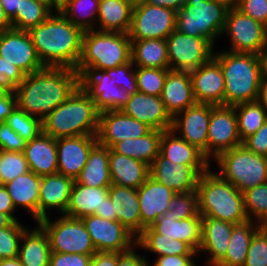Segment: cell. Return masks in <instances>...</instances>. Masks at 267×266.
Listing matches in <instances>:
<instances>
[{"label": "cell", "instance_id": "4316f807", "mask_svg": "<svg viewBox=\"0 0 267 266\" xmlns=\"http://www.w3.org/2000/svg\"><path fill=\"white\" fill-rule=\"evenodd\" d=\"M150 228L168 238L186 242L196 252L201 245L202 216H193L186 219L175 220L171 210H167Z\"/></svg>", "mask_w": 267, "mask_h": 266}, {"label": "cell", "instance_id": "6da1fadb", "mask_svg": "<svg viewBox=\"0 0 267 266\" xmlns=\"http://www.w3.org/2000/svg\"><path fill=\"white\" fill-rule=\"evenodd\" d=\"M78 87L77 70L68 67H44L25 75L14 92L20 109L43 120Z\"/></svg>", "mask_w": 267, "mask_h": 266}, {"label": "cell", "instance_id": "44dd1931", "mask_svg": "<svg viewBox=\"0 0 267 266\" xmlns=\"http://www.w3.org/2000/svg\"><path fill=\"white\" fill-rule=\"evenodd\" d=\"M189 73L196 103L224 106L225 80L221 65L214 57Z\"/></svg>", "mask_w": 267, "mask_h": 266}, {"label": "cell", "instance_id": "11e5206c", "mask_svg": "<svg viewBox=\"0 0 267 266\" xmlns=\"http://www.w3.org/2000/svg\"><path fill=\"white\" fill-rule=\"evenodd\" d=\"M216 2L222 3L229 8L236 7L239 0H214Z\"/></svg>", "mask_w": 267, "mask_h": 266}, {"label": "cell", "instance_id": "ac0fdd59", "mask_svg": "<svg viewBox=\"0 0 267 266\" xmlns=\"http://www.w3.org/2000/svg\"><path fill=\"white\" fill-rule=\"evenodd\" d=\"M0 56L26 75L44 68L27 31L12 28L0 32Z\"/></svg>", "mask_w": 267, "mask_h": 266}, {"label": "cell", "instance_id": "f5cc1de1", "mask_svg": "<svg viewBox=\"0 0 267 266\" xmlns=\"http://www.w3.org/2000/svg\"><path fill=\"white\" fill-rule=\"evenodd\" d=\"M25 73L16 65L0 56V89H15L25 78Z\"/></svg>", "mask_w": 267, "mask_h": 266}, {"label": "cell", "instance_id": "603a6c76", "mask_svg": "<svg viewBox=\"0 0 267 266\" xmlns=\"http://www.w3.org/2000/svg\"><path fill=\"white\" fill-rule=\"evenodd\" d=\"M141 216V233L150 227L167 210L175 193L150 175L137 189Z\"/></svg>", "mask_w": 267, "mask_h": 266}, {"label": "cell", "instance_id": "52a82bcc", "mask_svg": "<svg viewBox=\"0 0 267 266\" xmlns=\"http://www.w3.org/2000/svg\"><path fill=\"white\" fill-rule=\"evenodd\" d=\"M229 7L214 0H186L176 12L175 30L208 39L213 45L222 36Z\"/></svg>", "mask_w": 267, "mask_h": 266}, {"label": "cell", "instance_id": "e7e4bbea", "mask_svg": "<svg viewBox=\"0 0 267 266\" xmlns=\"http://www.w3.org/2000/svg\"><path fill=\"white\" fill-rule=\"evenodd\" d=\"M95 215L111 221H117V216L114 214L113 202L108 196L101 205L100 210H96Z\"/></svg>", "mask_w": 267, "mask_h": 266}, {"label": "cell", "instance_id": "5b68a950", "mask_svg": "<svg viewBox=\"0 0 267 266\" xmlns=\"http://www.w3.org/2000/svg\"><path fill=\"white\" fill-rule=\"evenodd\" d=\"M210 169L201 174L196 188L199 214L233 224L249 220L243 193Z\"/></svg>", "mask_w": 267, "mask_h": 266}, {"label": "cell", "instance_id": "d4e9b609", "mask_svg": "<svg viewBox=\"0 0 267 266\" xmlns=\"http://www.w3.org/2000/svg\"><path fill=\"white\" fill-rule=\"evenodd\" d=\"M234 225L227 221L202 217L201 245L198 252L210 254L206 262L208 266H216L225 257Z\"/></svg>", "mask_w": 267, "mask_h": 266}, {"label": "cell", "instance_id": "9a60e30c", "mask_svg": "<svg viewBox=\"0 0 267 266\" xmlns=\"http://www.w3.org/2000/svg\"><path fill=\"white\" fill-rule=\"evenodd\" d=\"M97 252L123 253L136 245V237L118 221L97 215L82 218Z\"/></svg>", "mask_w": 267, "mask_h": 266}, {"label": "cell", "instance_id": "b9f144b4", "mask_svg": "<svg viewBox=\"0 0 267 266\" xmlns=\"http://www.w3.org/2000/svg\"><path fill=\"white\" fill-rule=\"evenodd\" d=\"M234 108L241 141L256 133L267 120V112L258 100L243 102L234 105Z\"/></svg>", "mask_w": 267, "mask_h": 266}, {"label": "cell", "instance_id": "484cf974", "mask_svg": "<svg viewBox=\"0 0 267 266\" xmlns=\"http://www.w3.org/2000/svg\"><path fill=\"white\" fill-rule=\"evenodd\" d=\"M160 97L172 118L194 105L196 101L189 71L169 70Z\"/></svg>", "mask_w": 267, "mask_h": 266}, {"label": "cell", "instance_id": "cb8c5ba5", "mask_svg": "<svg viewBox=\"0 0 267 266\" xmlns=\"http://www.w3.org/2000/svg\"><path fill=\"white\" fill-rule=\"evenodd\" d=\"M74 180L60 173L41 177L38 201V222L46 217V211L56 209L64 215Z\"/></svg>", "mask_w": 267, "mask_h": 266}, {"label": "cell", "instance_id": "83f0119b", "mask_svg": "<svg viewBox=\"0 0 267 266\" xmlns=\"http://www.w3.org/2000/svg\"><path fill=\"white\" fill-rule=\"evenodd\" d=\"M23 153L30 171L37 176L58 173L56 139L43 131L26 143Z\"/></svg>", "mask_w": 267, "mask_h": 266}, {"label": "cell", "instance_id": "3957f363", "mask_svg": "<svg viewBox=\"0 0 267 266\" xmlns=\"http://www.w3.org/2000/svg\"><path fill=\"white\" fill-rule=\"evenodd\" d=\"M225 80L224 106L258 100L262 82L259 55L231 51L214 52Z\"/></svg>", "mask_w": 267, "mask_h": 266}, {"label": "cell", "instance_id": "7bdbcfd3", "mask_svg": "<svg viewBox=\"0 0 267 266\" xmlns=\"http://www.w3.org/2000/svg\"><path fill=\"white\" fill-rule=\"evenodd\" d=\"M52 13L47 6L34 0H21L20 10L11 19L12 28L28 31L43 23Z\"/></svg>", "mask_w": 267, "mask_h": 266}, {"label": "cell", "instance_id": "b9fcfbb0", "mask_svg": "<svg viewBox=\"0 0 267 266\" xmlns=\"http://www.w3.org/2000/svg\"><path fill=\"white\" fill-rule=\"evenodd\" d=\"M133 4L135 3H138V2H142V1H145V0H130Z\"/></svg>", "mask_w": 267, "mask_h": 266}, {"label": "cell", "instance_id": "db71d44e", "mask_svg": "<svg viewBox=\"0 0 267 266\" xmlns=\"http://www.w3.org/2000/svg\"><path fill=\"white\" fill-rule=\"evenodd\" d=\"M26 143L6 122H0V150L23 152Z\"/></svg>", "mask_w": 267, "mask_h": 266}, {"label": "cell", "instance_id": "f1b7e54d", "mask_svg": "<svg viewBox=\"0 0 267 266\" xmlns=\"http://www.w3.org/2000/svg\"><path fill=\"white\" fill-rule=\"evenodd\" d=\"M109 197L113 202L117 221L137 238L141 234V216L137 189L112 184L109 187Z\"/></svg>", "mask_w": 267, "mask_h": 266}, {"label": "cell", "instance_id": "836d02e7", "mask_svg": "<svg viewBox=\"0 0 267 266\" xmlns=\"http://www.w3.org/2000/svg\"><path fill=\"white\" fill-rule=\"evenodd\" d=\"M174 131H163L159 153L166 159L182 165H211L204 154L195 146L183 140Z\"/></svg>", "mask_w": 267, "mask_h": 266}, {"label": "cell", "instance_id": "4fadbf2b", "mask_svg": "<svg viewBox=\"0 0 267 266\" xmlns=\"http://www.w3.org/2000/svg\"><path fill=\"white\" fill-rule=\"evenodd\" d=\"M242 145L234 106L210 104L207 159H215L224 151Z\"/></svg>", "mask_w": 267, "mask_h": 266}, {"label": "cell", "instance_id": "c3c4849f", "mask_svg": "<svg viewBox=\"0 0 267 266\" xmlns=\"http://www.w3.org/2000/svg\"><path fill=\"white\" fill-rule=\"evenodd\" d=\"M28 227L15 220L10 226L0 229V255L3 259H14L19 255L21 237Z\"/></svg>", "mask_w": 267, "mask_h": 266}, {"label": "cell", "instance_id": "753ad0ef", "mask_svg": "<svg viewBox=\"0 0 267 266\" xmlns=\"http://www.w3.org/2000/svg\"><path fill=\"white\" fill-rule=\"evenodd\" d=\"M14 220L7 214L0 212V229L10 226Z\"/></svg>", "mask_w": 267, "mask_h": 266}, {"label": "cell", "instance_id": "d6a6232c", "mask_svg": "<svg viewBox=\"0 0 267 266\" xmlns=\"http://www.w3.org/2000/svg\"><path fill=\"white\" fill-rule=\"evenodd\" d=\"M133 6L134 4L130 0H100L96 29L128 34Z\"/></svg>", "mask_w": 267, "mask_h": 266}, {"label": "cell", "instance_id": "7c38bea8", "mask_svg": "<svg viewBox=\"0 0 267 266\" xmlns=\"http://www.w3.org/2000/svg\"><path fill=\"white\" fill-rule=\"evenodd\" d=\"M170 70L191 71L208 62L214 46L208 39L174 30L166 39Z\"/></svg>", "mask_w": 267, "mask_h": 266}, {"label": "cell", "instance_id": "d590c367", "mask_svg": "<svg viewBox=\"0 0 267 266\" xmlns=\"http://www.w3.org/2000/svg\"><path fill=\"white\" fill-rule=\"evenodd\" d=\"M90 187H110L112 185L109 169V148L96 143L89 152L87 163L75 180Z\"/></svg>", "mask_w": 267, "mask_h": 266}, {"label": "cell", "instance_id": "ab89813d", "mask_svg": "<svg viewBox=\"0 0 267 266\" xmlns=\"http://www.w3.org/2000/svg\"><path fill=\"white\" fill-rule=\"evenodd\" d=\"M136 247L149 250L152 254H157V257L168 255H198V252L186 242L155 233L150 227H146L136 238Z\"/></svg>", "mask_w": 267, "mask_h": 266}, {"label": "cell", "instance_id": "8d00e7d4", "mask_svg": "<svg viewBox=\"0 0 267 266\" xmlns=\"http://www.w3.org/2000/svg\"><path fill=\"white\" fill-rule=\"evenodd\" d=\"M162 133L163 131L152 129L142 137L119 141L110 149L113 152L142 161L150 167L159 154Z\"/></svg>", "mask_w": 267, "mask_h": 266}, {"label": "cell", "instance_id": "03108f58", "mask_svg": "<svg viewBox=\"0 0 267 266\" xmlns=\"http://www.w3.org/2000/svg\"><path fill=\"white\" fill-rule=\"evenodd\" d=\"M144 2L153 6L170 8L177 12L186 0H145Z\"/></svg>", "mask_w": 267, "mask_h": 266}, {"label": "cell", "instance_id": "ffe728a7", "mask_svg": "<svg viewBox=\"0 0 267 266\" xmlns=\"http://www.w3.org/2000/svg\"><path fill=\"white\" fill-rule=\"evenodd\" d=\"M96 143V135L56 139L58 173L75 181L86 165L89 152Z\"/></svg>", "mask_w": 267, "mask_h": 266}, {"label": "cell", "instance_id": "9c48e42d", "mask_svg": "<svg viewBox=\"0 0 267 266\" xmlns=\"http://www.w3.org/2000/svg\"><path fill=\"white\" fill-rule=\"evenodd\" d=\"M37 224L47 233L52 252L85 255L97 252L82 219L62 215L52 221L48 216Z\"/></svg>", "mask_w": 267, "mask_h": 266}, {"label": "cell", "instance_id": "2644e50d", "mask_svg": "<svg viewBox=\"0 0 267 266\" xmlns=\"http://www.w3.org/2000/svg\"><path fill=\"white\" fill-rule=\"evenodd\" d=\"M261 62L262 80H267V47L259 54Z\"/></svg>", "mask_w": 267, "mask_h": 266}, {"label": "cell", "instance_id": "91938a15", "mask_svg": "<svg viewBox=\"0 0 267 266\" xmlns=\"http://www.w3.org/2000/svg\"><path fill=\"white\" fill-rule=\"evenodd\" d=\"M197 255H168L157 257L153 266H196V261L194 258ZM148 266L149 262H148Z\"/></svg>", "mask_w": 267, "mask_h": 266}, {"label": "cell", "instance_id": "a7ac6f4b", "mask_svg": "<svg viewBox=\"0 0 267 266\" xmlns=\"http://www.w3.org/2000/svg\"><path fill=\"white\" fill-rule=\"evenodd\" d=\"M12 29V22L0 5V32Z\"/></svg>", "mask_w": 267, "mask_h": 266}, {"label": "cell", "instance_id": "34e18365", "mask_svg": "<svg viewBox=\"0 0 267 266\" xmlns=\"http://www.w3.org/2000/svg\"><path fill=\"white\" fill-rule=\"evenodd\" d=\"M0 266H23V265L21 264L20 259L17 257L14 259H3L0 262Z\"/></svg>", "mask_w": 267, "mask_h": 266}, {"label": "cell", "instance_id": "30bf717a", "mask_svg": "<svg viewBox=\"0 0 267 266\" xmlns=\"http://www.w3.org/2000/svg\"><path fill=\"white\" fill-rule=\"evenodd\" d=\"M222 34L230 38L227 51L259 55L267 47V26L236 7L229 8Z\"/></svg>", "mask_w": 267, "mask_h": 266}, {"label": "cell", "instance_id": "f6af8a7d", "mask_svg": "<svg viewBox=\"0 0 267 266\" xmlns=\"http://www.w3.org/2000/svg\"><path fill=\"white\" fill-rule=\"evenodd\" d=\"M26 142L37 137L42 131V120L27 114L18 106L8 115L5 121Z\"/></svg>", "mask_w": 267, "mask_h": 266}, {"label": "cell", "instance_id": "d6986e66", "mask_svg": "<svg viewBox=\"0 0 267 266\" xmlns=\"http://www.w3.org/2000/svg\"><path fill=\"white\" fill-rule=\"evenodd\" d=\"M210 104L195 103L172 118L171 130L189 144L195 146L207 158Z\"/></svg>", "mask_w": 267, "mask_h": 266}, {"label": "cell", "instance_id": "8fae6325", "mask_svg": "<svg viewBox=\"0 0 267 266\" xmlns=\"http://www.w3.org/2000/svg\"><path fill=\"white\" fill-rule=\"evenodd\" d=\"M175 24L176 11L142 1L133 6L128 35L131 41L166 39L175 30Z\"/></svg>", "mask_w": 267, "mask_h": 266}, {"label": "cell", "instance_id": "f35d334b", "mask_svg": "<svg viewBox=\"0 0 267 266\" xmlns=\"http://www.w3.org/2000/svg\"><path fill=\"white\" fill-rule=\"evenodd\" d=\"M131 60L135 67L169 68L165 39L131 41Z\"/></svg>", "mask_w": 267, "mask_h": 266}, {"label": "cell", "instance_id": "ee69618b", "mask_svg": "<svg viewBox=\"0 0 267 266\" xmlns=\"http://www.w3.org/2000/svg\"><path fill=\"white\" fill-rule=\"evenodd\" d=\"M242 193L248 219L267 226V182Z\"/></svg>", "mask_w": 267, "mask_h": 266}, {"label": "cell", "instance_id": "ba28073f", "mask_svg": "<svg viewBox=\"0 0 267 266\" xmlns=\"http://www.w3.org/2000/svg\"><path fill=\"white\" fill-rule=\"evenodd\" d=\"M215 161L220 169L218 175L240 192L267 182V157L257 155L243 145L222 152Z\"/></svg>", "mask_w": 267, "mask_h": 266}, {"label": "cell", "instance_id": "9f6ffc18", "mask_svg": "<svg viewBox=\"0 0 267 266\" xmlns=\"http://www.w3.org/2000/svg\"><path fill=\"white\" fill-rule=\"evenodd\" d=\"M93 255L52 252L49 266H90Z\"/></svg>", "mask_w": 267, "mask_h": 266}, {"label": "cell", "instance_id": "11a10c76", "mask_svg": "<svg viewBox=\"0 0 267 266\" xmlns=\"http://www.w3.org/2000/svg\"><path fill=\"white\" fill-rule=\"evenodd\" d=\"M236 8L267 26V0H239Z\"/></svg>", "mask_w": 267, "mask_h": 266}, {"label": "cell", "instance_id": "f546056e", "mask_svg": "<svg viewBox=\"0 0 267 266\" xmlns=\"http://www.w3.org/2000/svg\"><path fill=\"white\" fill-rule=\"evenodd\" d=\"M109 169L112 184L128 188L138 189L150 175L147 164L113 152L110 148Z\"/></svg>", "mask_w": 267, "mask_h": 266}, {"label": "cell", "instance_id": "680465c9", "mask_svg": "<svg viewBox=\"0 0 267 266\" xmlns=\"http://www.w3.org/2000/svg\"><path fill=\"white\" fill-rule=\"evenodd\" d=\"M16 106L17 98L14 90L0 89V122H5Z\"/></svg>", "mask_w": 267, "mask_h": 266}, {"label": "cell", "instance_id": "6125c7cd", "mask_svg": "<svg viewBox=\"0 0 267 266\" xmlns=\"http://www.w3.org/2000/svg\"><path fill=\"white\" fill-rule=\"evenodd\" d=\"M118 252H96L90 266H117Z\"/></svg>", "mask_w": 267, "mask_h": 266}, {"label": "cell", "instance_id": "be15d7a7", "mask_svg": "<svg viewBox=\"0 0 267 266\" xmlns=\"http://www.w3.org/2000/svg\"><path fill=\"white\" fill-rule=\"evenodd\" d=\"M15 207L12 203L11 197L3 184L0 185V212L9 215L14 221L18 220L14 216Z\"/></svg>", "mask_w": 267, "mask_h": 266}, {"label": "cell", "instance_id": "7dc6e473", "mask_svg": "<svg viewBox=\"0 0 267 266\" xmlns=\"http://www.w3.org/2000/svg\"><path fill=\"white\" fill-rule=\"evenodd\" d=\"M30 171L23 152L0 150V182L6 184Z\"/></svg>", "mask_w": 267, "mask_h": 266}, {"label": "cell", "instance_id": "277c9868", "mask_svg": "<svg viewBox=\"0 0 267 266\" xmlns=\"http://www.w3.org/2000/svg\"><path fill=\"white\" fill-rule=\"evenodd\" d=\"M99 111L79 86L63 103L42 120L43 132L52 138L97 135Z\"/></svg>", "mask_w": 267, "mask_h": 266}, {"label": "cell", "instance_id": "60d3db41", "mask_svg": "<svg viewBox=\"0 0 267 266\" xmlns=\"http://www.w3.org/2000/svg\"><path fill=\"white\" fill-rule=\"evenodd\" d=\"M100 0H68L60 7V13L83 32L96 30Z\"/></svg>", "mask_w": 267, "mask_h": 266}, {"label": "cell", "instance_id": "74e56055", "mask_svg": "<svg viewBox=\"0 0 267 266\" xmlns=\"http://www.w3.org/2000/svg\"><path fill=\"white\" fill-rule=\"evenodd\" d=\"M261 226L252 220L235 224L225 257L216 266H244L251 241Z\"/></svg>", "mask_w": 267, "mask_h": 266}, {"label": "cell", "instance_id": "7402d4cb", "mask_svg": "<svg viewBox=\"0 0 267 266\" xmlns=\"http://www.w3.org/2000/svg\"><path fill=\"white\" fill-rule=\"evenodd\" d=\"M121 110L152 129L166 131L172 128V117L166 111L160 96L134 93Z\"/></svg>", "mask_w": 267, "mask_h": 266}, {"label": "cell", "instance_id": "6f0895ef", "mask_svg": "<svg viewBox=\"0 0 267 266\" xmlns=\"http://www.w3.org/2000/svg\"><path fill=\"white\" fill-rule=\"evenodd\" d=\"M242 145L257 155L267 157V120L256 133L245 138Z\"/></svg>", "mask_w": 267, "mask_h": 266}, {"label": "cell", "instance_id": "8c879c8a", "mask_svg": "<svg viewBox=\"0 0 267 266\" xmlns=\"http://www.w3.org/2000/svg\"><path fill=\"white\" fill-rule=\"evenodd\" d=\"M34 1L47 6L51 11L55 10L53 12L60 11L61 6L55 0H34Z\"/></svg>", "mask_w": 267, "mask_h": 266}, {"label": "cell", "instance_id": "7a4b0ae2", "mask_svg": "<svg viewBox=\"0 0 267 266\" xmlns=\"http://www.w3.org/2000/svg\"><path fill=\"white\" fill-rule=\"evenodd\" d=\"M44 67L75 69L82 54L83 31L60 12L27 31Z\"/></svg>", "mask_w": 267, "mask_h": 266}, {"label": "cell", "instance_id": "f907efd6", "mask_svg": "<svg viewBox=\"0 0 267 266\" xmlns=\"http://www.w3.org/2000/svg\"><path fill=\"white\" fill-rule=\"evenodd\" d=\"M244 266H267V226L255 232Z\"/></svg>", "mask_w": 267, "mask_h": 266}, {"label": "cell", "instance_id": "1f68e13d", "mask_svg": "<svg viewBox=\"0 0 267 266\" xmlns=\"http://www.w3.org/2000/svg\"><path fill=\"white\" fill-rule=\"evenodd\" d=\"M41 177L29 171L4 184L15 209L21 206L38 223V201Z\"/></svg>", "mask_w": 267, "mask_h": 266}, {"label": "cell", "instance_id": "2a66077c", "mask_svg": "<svg viewBox=\"0 0 267 266\" xmlns=\"http://www.w3.org/2000/svg\"><path fill=\"white\" fill-rule=\"evenodd\" d=\"M60 6H62L68 0H55Z\"/></svg>", "mask_w": 267, "mask_h": 266}, {"label": "cell", "instance_id": "89a4df30", "mask_svg": "<svg viewBox=\"0 0 267 266\" xmlns=\"http://www.w3.org/2000/svg\"><path fill=\"white\" fill-rule=\"evenodd\" d=\"M258 101L262 104L267 112V80H262L261 82Z\"/></svg>", "mask_w": 267, "mask_h": 266}, {"label": "cell", "instance_id": "94428289", "mask_svg": "<svg viewBox=\"0 0 267 266\" xmlns=\"http://www.w3.org/2000/svg\"><path fill=\"white\" fill-rule=\"evenodd\" d=\"M133 246L130 250L119 253L117 266H148V260L144 255H138Z\"/></svg>", "mask_w": 267, "mask_h": 266}, {"label": "cell", "instance_id": "816d5d0a", "mask_svg": "<svg viewBox=\"0 0 267 266\" xmlns=\"http://www.w3.org/2000/svg\"><path fill=\"white\" fill-rule=\"evenodd\" d=\"M132 60L116 68L106 69L117 86L123 88L129 95L138 92L135 69Z\"/></svg>", "mask_w": 267, "mask_h": 266}, {"label": "cell", "instance_id": "2e32d148", "mask_svg": "<svg viewBox=\"0 0 267 266\" xmlns=\"http://www.w3.org/2000/svg\"><path fill=\"white\" fill-rule=\"evenodd\" d=\"M210 165H182L163 157L160 153L149 167V174L161 184L171 188L175 194L196 191L201 174Z\"/></svg>", "mask_w": 267, "mask_h": 266}, {"label": "cell", "instance_id": "003e7915", "mask_svg": "<svg viewBox=\"0 0 267 266\" xmlns=\"http://www.w3.org/2000/svg\"><path fill=\"white\" fill-rule=\"evenodd\" d=\"M0 5L11 20L16 15L17 10H20L21 0H0Z\"/></svg>", "mask_w": 267, "mask_h": 266}, {"label": "cell", "instance_id": "4dcf8cb0", "mask_svg": "<svg viewBox=\"0 0 267 266\" xmlns=\"http://www.w3.org/2000/svg\"><path fill=\"white\" fill-rule=\"evenodd\" d=\"M109 196V187H90L74 181L70 202L64 216L82 219L100 210L103 201Z\"/></svg>", "mask_w": 267, "mask_h": 266}, {"label": "cell", "instance_id": "bcb514c9", "mask_svg": "<svg viewBox=\"0 0 267 266\" xmlns=\"http://www.w3.org/2000/svg\"><path fill=\"white\" fill-rule=\"evenodd\" d=\"M169 70V68L135 67L138 92L152 96H161L164 81Z\"/></svg>", "mask_w": 267, "mask_h": 266}, {"label": "cell", "instance_id": "e575fe53", "mask_svg": "<svg viewBox=\"0 0 267 266\" xmlns=\"http://www.w3.org/2000/svg\"><path fill=\"white\" fill-rule=\"evenodd\" d=\"M19 246L18 258L23 266H49L52 253L47 233L38 224L34 229H27Z\"/></svg>", "mask_w": 267, "mask_h": 266}, {"label": "cell", "instance_id": "e0dca14e", "mask_svg": "<svg viewBox=\"0 0 267 266\" xmlns=\"http://www.w3.org/2000/svg\"><path fill=\"white\" fill-rule=\"evenodd\" d=\"M152 130L147 124L126 115L122 110L99 112L97 142L111 148L129 138H139Z\"/></svg>", "mask_w": 267, "mask_h": 266}, {"label": "cell", "instance_id": "8992f818", "mask_svg": "<svg viewBox=\"0 0 267 266\" xmlns=\"http://www.w3.org/2000/svg\"><path fill=\"white\" fill-rule=\"evenodd\" d=\"M131 61V40L127 33L89 30L83 33L82 54L76 70L116 68Z\"/></svg>", "mask_w": 267, "mask_h": 266}, {"label": "cell", "instance_id": "681fc988", "mask_svg": "<svg viewBox=\"0 0 267 266\" xmlns=\"http://www.w3.org/2000/svg\"><path fill=\"white\" fill-rule=\"evenodd\" d=\"M175 220L200 216L198 210V196L196 191L175 194L168 205Z\"/></svg>", "mask_w": 267, "mask_h": 266}, {"label": "cell", "instance_id": "5bb4252c", "mask_svg": "<svg viewBox=\"0 0 267 266\" xmlns=\"http://www.w3.org/2000/svg\"><path fill=\"white\" fill-rule=\"evenodd\" d=\"M79 86L95 102L99 112L121 110L130 98L105 70H87L79 74Z\"/></svg>", "mask_w": 267, "mask_h": 266}]
</instances>
